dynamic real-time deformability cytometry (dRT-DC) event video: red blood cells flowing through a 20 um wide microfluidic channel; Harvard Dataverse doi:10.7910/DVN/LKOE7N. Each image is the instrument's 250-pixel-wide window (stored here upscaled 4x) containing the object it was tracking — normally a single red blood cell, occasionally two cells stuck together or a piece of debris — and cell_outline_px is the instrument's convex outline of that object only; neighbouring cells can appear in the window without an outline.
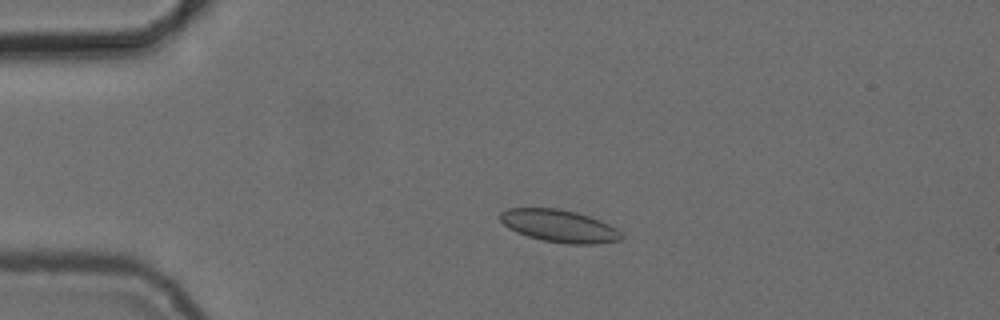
{"species": "common noctule bat (a hibernating species)", "species_latin": "Nyctalus noctula", "temperature_condition": "cold", "stored_images_in_passage": 5, "camera_frame_rate_fps": 3000, "um_per_image_px": 0.085, "animal": {"sex": "female", "body_mass_g": 24.6, "forearm_length_mm": 56.2}, "frame": {"image": 1, "passage_image": 4, "time_ms": 3.667, "image_size_px": [1000, 320], "cell_outline_px": [[624, 236], [620, 240], [596, 244], [568, 244], [544, 240], [528, 236], [516, 232], [508, 228], [500, 220], [500, 212], [508, 208], [556, 208], [576, 212], [600, 220], [616, 228]], "centroid_in_image_um": [47.53, 19.2], "position_along_channel_um": 37.5, "area_um2": 22.83}}